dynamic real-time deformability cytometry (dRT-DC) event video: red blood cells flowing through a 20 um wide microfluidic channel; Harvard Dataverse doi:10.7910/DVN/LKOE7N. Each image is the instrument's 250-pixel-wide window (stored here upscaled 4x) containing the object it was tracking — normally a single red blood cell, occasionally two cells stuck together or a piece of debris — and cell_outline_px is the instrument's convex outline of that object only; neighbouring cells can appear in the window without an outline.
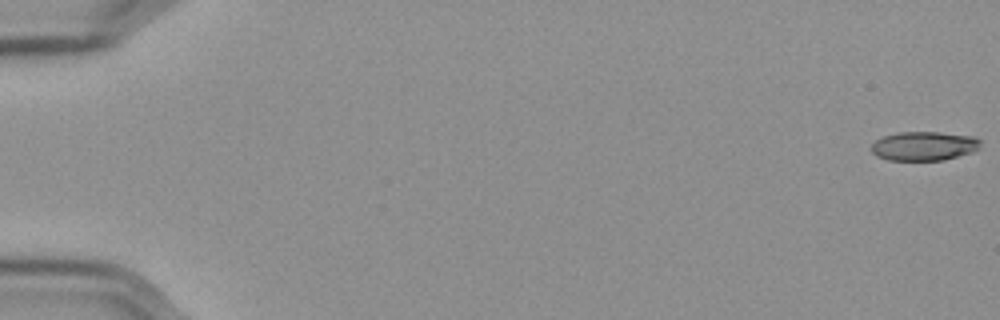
{"species": "Egyptian fruit bat (a non-hibernating species)", "species_latin": "Rousettus aegyptiacus", "temperature_condition": "cold", "stored_images_in_passage": 58, "camera_frame_rate_fps": 3000, "um_per_image_px": 0.085, "frame": {"image": 1, "passage_image": 1, "time_ms": 0.0, "image_size_px": [1000, 320], "cell_outline_px": [[980, 148], [972, 152], [944, 160], [888, 160], [876, 156], [872, 152], [872, 144], [876, 140], [884, 136], [896, 132], [940, 132], [972, 136], [980, 140]], "centroid_in_image_um": [78.54, 12.41], "position_along_channel_um": 6.5, "area_um2": 18.5}}
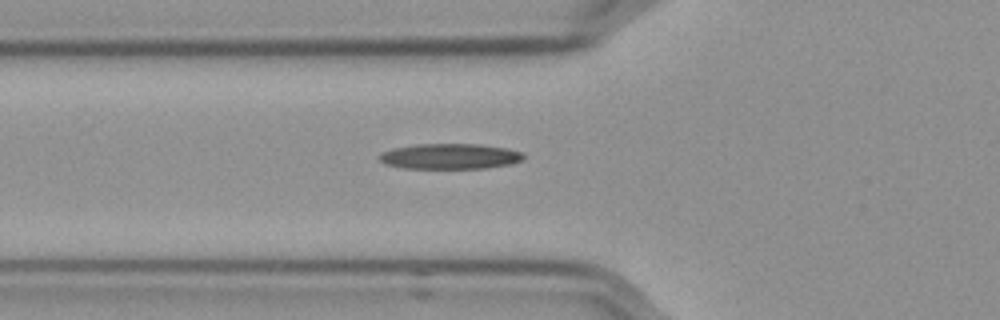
{"frame": {"image": 2, "passage_image": 22, "time_ms": 7.0, "image_size_px": [1000, 320], "cell_outline_px": [[524, 156], [520, 160], [512, 164], [484, 168], [404, 168], [388, 164], [380, 160], [380, 156], [384, 152], [392, 148], [416, 144], [480, 144], [508, 148], [524, 152]], "centroid_in_image_um": [38.3, 13.28], "position_along_channel_um": 87.5, "area_um2": 21.27}}
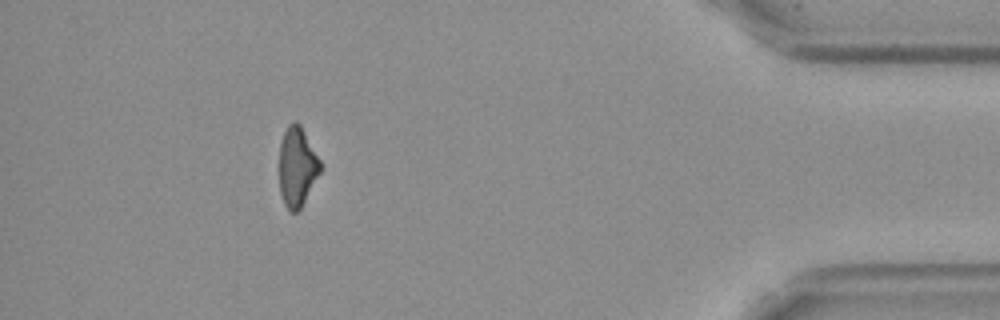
{"frame": {"image": 3, "passage_image": 53, "time_ms": 17.333, "image_size_px": [1000, 320], "cell_outline_px": [[320, 172], [300, 208], [296, 212], [292, 212], [284, 204], [280, 192], [280, 144], [284, 132], [288, 124], [292, 120], [296, 120], [300, 124], [320, 160]], "centroid_in_image_um": [25.24, 14.14], "position_along_channel_um": 410.0, "area_um2": 18.67}, "authors_computed_cell_mechanics": {"area_um2": 20.3745, "velocity_mm_per_s": 3.5787, "shape_relaxation_time_tau1_ms": 5.4363, "shape_relaxation_time_tau2_ms": null, "deformation_change_tau1": 0.1565, "deformation_change_tau2": null}}